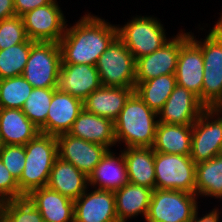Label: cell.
Instances as JSON below:
<instances>
[{"mask_svg": "<svg viewBox=\"0 0 222 222\" xmlns=\"http://www.w3.org/2000/svg\"><path fill=\"white\" fill-rule=\"evenodd\" d=\"M27 39L21 17L14 16L0 20V50L24 43Z\"/></svg>", "mask_w": 222, "mask_h": 222, "instance_id": "obj_34", "label": "cell"}, {"mask_svg": "<svg viewBox=\"0 0 222 222\" xmlns=\"http://www.w3.org/2000/svg\"><path fill=\"white\" fill-rule=\"evenodd\" d=\"M198 209H196L192 219L189 222H220V211L219 208H214L212 211L205 214L203 217H198Z\"/></svg>", "mask_w": 222, "mask_h": 222, "instance_id": "obj_38", "label": "cell"}, {"mask_svg": "<svg viewBox=\"0 0 222 222\" xmlns=\"http://www.w3.org/2000/svg\"><path fill=\"white\" fill-rule=\"evenodd\" d=\"M117 37V26L87 13L75 25L66 27V32L58 43L61 64L96 66L101 54Z\"/></svg>", "mask_w": 222, "mask_h": 222, "instance_id": "obj_1", "label": "cell"}, {"mask_svg": "<svg viewBox=\"0 0 222 222\" xmlns=\"http://www.w3.org/2000/svg\"><path fill=\"white\" fill-rule=\"evenodd\" d=\"M83 109L82 100L56 89L51 100L47 121L39 129L40 133L56 137L68 133Z\"/></svg>", "mask_w": 222, "mask_h": 222, "instance_id": "obj_16", "label": "cell"}, {"mask_svg": "<svg viewBox=\"0 0 222 222\" xmlns=\"http://www.w3.org/2000/svg\"><path fill=\"white\" fill-rule=\"evenodd\" d=\"M152 189L132 183H126L115 191V209L118 222L143 215L146 218L152 195Z\"/></svg>", "mask_w": 222, "mask_h": 222, "instance_id": "obj_25", "label": "cell"}, {"mask_svg": "<svg viewBox=\"0 0 222 222\" xmlns=\"http://www.w3.org/2000/svg\"><path fill=\"white\" fill-rule=\"evenodd\" d=\"M16 16L14 0H0V20Z\"/></svg>", "mask_w": 222, "mask_h": 222, "instance_id": "obj_39", "label": "cell"}, {"mask_svg": "<svg viewBox=\"0 0 222 222\" xmlns=\"http://www.w3.org/2000/svg\"><path fill=\"white\" fill-rule=\"evenodd\" d=\"M135 87L101 86L83 101L84 109L97 116L115 121Z\"/></svg>", "mask_w": 222, "mask_h": 222, "instance_id": "obj_21", "label": "cell"}, {"mask_svg": "<svg viewBox=\"0 0 222 222\" xmlns=\"http://www.w3.org/2000/svg\"><path fill=\"white\" fill-rule=\"evenodd\" d=\"M102 86L96 66L61 64L57 89L84 101Z\"/></svg>", "mask_w": 222, "mask_h": 222, "instance_id": "obj_17", "label": "cell"}, {"mask_svg": "<svg viewBox=\"0 0 222 222\" xmlns=\"http://www.w3.org/2000/svg\"><path fill=\"white\" fill-rule=\"evenodd\" d=\"M25 167L17 181L20 192L27 196L32 190L47 186L50 172L58 157L56 136L39 133L24 145Z\"/></svg>", "mask_w": 222, "mask_h": 222, "instance_id": "obj_4", "label": "cell"}, {"mask_svg": "<svg viewBox=\"0 0 222 222\" xmlns=\"http://www.w3.org/2000/svg\"><path fill=\"white\" fill-rule=\"evenodd\" d=\"M197 196H208L222 199V154L196 164Z\"/></svg>", "mask_w": 222, "mask_h": 222, "instance_id": "obj_29", "label": "cell"}, {"mask_svg": "<svg viewBox=\"0 0 222 222\" xmlns=\"http://www.w3.org/2000/svg\"><path fill=\"white\" fill-rule=\"evenodd\" d=\"M40 130L22 112V109H0V139L3 145H25Z\"/></svg>", "mask_w": 222, "mask_h": 222, "instance_id": "obj_24", "label": "cell"}, {"mask_svg": "<svg viewBox=\"0 0 222 222\" xmlns=\"http://www.w3.org/2000/svg\"><path fill=\"white\" fill-rule=\"evenodd\" d=\"M21 18L26 35L32 41L59 43L69 26L57 0L37 7Z\"/></svg>", "mask_w": 222, "mask_h": 222, "instance_id": "obj_11", "label": "cell"}, {"mask_svg": "<svg viewBox=\"0 0 222 222\" xmlns=\"http://www.w3.org/2000/svg\"><path fill=\"white\" fill-rule=\"evenodd\" d=\"M2 146H3V144H2L1 139H0V151L2 149Z\"/></svg>", "mask_w": 222, "mask_h": 222, "instance_id": "obj_40", "label": "cell"}, {"mask_svg": "<svg viewBox=\"0 0 222 222\" xmlns=\"http://www.w3.org/2000/svg\"><path fill=\"white\" fill-rule=\"evenodd\" d=\"M0 222H44L39 210L25 196L0 203Z\"/></svg>", "mask_w": 222, "mask_h": 222, "instance_id": "obj_33", "label": "cell"}, {"mask_svg": "<svg viewBox=\"0 0 222 222\" xmlns=\"http://www.w3.org/2000/svg\"><path fill=\"white\" fill-rule=\"evenodd\" d=\"M204 60L201 49L189 38L179 50L177 84L195 94L202 103Z\"/></svg>", "mask_w": 222, "mask_h": 222, "instance_id": "obj_18", "label": "cell"}, {"mask_svg": "<svg viewBox=\"0 0 222 222\" xmlns=\"http://www.w3.org/2000/svg\"><path fill=\"white\" fill-rule=\"evenodd\" d=\"M57 88H33L22 107L25 116L39 129L46 123L53 93Z\"/></svg>", "mask_w": 222, "mask_h": 222, "instance_id": "obj_32", "label": "cell"}, {"mask_svg": "<svg viewBox=\"0 0 222 222\" xmlns=\"http://www.w3.org/2000/svg\"><path fill=\"white\" fill-rule=\"evenodd\" d=\"M47 186L76 200L89 188L88 176L72 163L57 157L53 163Z\"/></svg>", "mask_w": 222, "mask_h": 222, "instance_id": "obj_23", "label": "cell"}, {"mask_svg": "<svg viewBox=\"0 0 222 222\" xmlns=\"http://www.w3.org/2000/svg\"><path fill=\"white\" fill-rule=\"evenodd\" d=\"M203 41L197 40L194 33L189 38L201 49L204 60L202 104L206 108H219L222 105V13Z\"/></svg>", "mask_w": 222, "mask_h": 222, "instance_id": "obj_3", "label": "cell"}, {"mask_svg": "<svg viewBox=\"0 0 222 222\" xmlns=\"http://www.w3.org/2000/svg\"><path fill=\"white\" fill-rule=\"evenodd\" d=\"M39 210L44 222H74V200L44 186L26 196Z\"/></svg>", "mask_w": 222, "mask_h": 222, "instance_id": "obj_19", "label": "cell"}, {"mask_svg": "<svg viewBox=\"0 0 222 222\" xmlns=\"http://www.w3.org/2000/svg\"><path fill=\"white\" fill-rule=\"evenodd\" d=\"M156 118L157 113L134 92L114 121L116 144L125 143L126 148L152 147L159 122Z\"/></svg>", "mask_w": 222, "mask_h": 222, "instance_id": "obj_2", "label": "cell"}, {"mask_svg": "<svg viewBox=\"0 0 222 222\" xmlns=\"http://www.w3.org/2000/svg\"><path fill=\"white\" fill-rule=\"evenodd\" d=\"M25 197L19 190L15 178L0 159V203Z\"/></svg>", "mask_w": 222, "mask_h": 222, "instance_id": "obj_36", "label": "cell"}, {"mask_svg": "<svg viewBox=\"0 0 222 222\" xmlns=\"http://www.w3.org/2000/svg\"><path fill=\"white\" fill-rule=\"evenodd\" d=\"M0 159L15 180L18 181L25 167L24 146L3 145L0 151Z\"/></svg>", "mask_w": 222, "mask_h": 222, "instance_id": "obj_35", "label": "cell"}, {"mask_svg": "<svg viewBox=\"0 0 222 222\" xmlns=\"http://www.w3.org/2000/svg\"><path fill=\"white\" fill-rule=\"evenodd\" d=\"M176 85L175 74L161 75L135 84L134 92L158 114Z\"/></svg>", "mask_w": 222, "mask_h": 222, "instance_id": "obj_28", "label": "cell"}, {"mask_svg": "<svg viewBox=\"0 0 222 222\" xmlns=\"http://www.w3.org/2000/svg\"><path fill=\"white\" fill-rule=\"evenodd\" d=\"M155 189L195 194L196 164L190 155L154 152Z\"/></svg>", "mask_w": 222, "mask_h": 222, "instance_id": "obj_6", "label": "cell"}, {"mask_svg": "<svg viewBox=\"0 0 222 222\" xmlns=\"http://www.w3.org/2000/svg\"><path fill=\"white\" fill-rule=\"evenodd\" d=\"M54 0H14L15 14L21 17L27 12L46 4L52 3Z\"/></svg>", "mask_w": 222, "mask_h": 222, "instance_id": "obj_37", "label": "cell"}, {"mask_svg": "<svg viewBox=\"0 0 222 222\" xmlns=\"http://www.w3.org/2000/svg\"><path fill=\"white\" fill-rule=\"evenodd\" d=\"M120 153L116 157V153L108 149L88 176L91 188L115 192L129 182L123 150Z\"/></svg>", "mask_w": 222, "mask_h": 222, "instance_id": "obj_20", "label": "cell"}, {"mask_svg": "<svg viewBox=\"0 0 222 222\" xmlns=\"http://www.w3.org/2000/svg\"><path fill=\"white\" fill-rule=\"evenodd\" d=\"M197 195L180 190L152 191L146 222H189L198 208Z\"/></svg>", "mask_w": 222, "mask_h": 222, "instance_id": "obj_8", "label": "cell"}, {"mask_svg": "<svg viewBox=\"0 0 222 222\" xmlns=\"http://www.w3.org/2000/svg\"><path fill=\"white\" fill-rule=\"evenodd\" d=\"M205 109L195 94L177 84L157 115L161 123L193 125Z\"/></svg>", "mask_w": 222, "mask_h": 222, "instance_id": "obj_14", "label": "cell"}, {"mask_svg": "<svg viewBox=\"0 0 222 222\" xmlns=\"http://www.w3.org/2000/svg\"><path fill=\"white\" fill-rule=\"evenodd\" d=\"M68 134L108 149L116 145L114 122L85 109L80 112Z\"/></svg>", "mask_w": 222, "mask_h": 222, "instance_id": "obj_22", "label": "cell"}, {"mask_svg": "<svg viewBox=\"0 0 222 222\" xmlns=\"http://www.w3.org/2000/svg\"><path fill=\"white\" fill-rule=\"evenodd\" d=\"M34 41L27 39L4 50H0V80L23 74Z\"/></svg>", "mask_w": 222, "mask_h": 222, "instance_id": "obj_31", "label": "cell"}, {"mask_svg": "<svg viewBox=\"0 0 222 222\" xmlns=\"http://www.w3.org/2000/svg\"><path fill=\"white\" fill-rule=\"evenodd\" d=\"M222 109L206 108L192 125L190 157L195 164L208 161L222 151Z\"/></svg>", "mask_w": 222, "mask_h": 222, "instance_id": "obj_9", "label": "cell"}, {"mask_svg": "<svg viewBox=\"0 0 222 222\" xmlns=\"http://www.w3.org/2000/svg\"><path fill=\"white\" fill-rule=\"evenodd\" d=\"M61 63L58 43L34 41L22 76L33 88H57Z\"/></svg>", "mask_w": 222, "mask_h": 222, "instance_id": "obj_7", "label": "cell"}, {"mask_svg": "<svg viewBox=\"0 0 222 222\" xmlns=\"http://www.w3.org/2000/svg\"><path fill=\"white\" fill-rule=\"evenodd\" d=\"M192 125H175L158 122L152 149L166 154L190 155Z\"/></svg>", "mask_w": 222, "mask_h": 222, "instance_id": "obj_27", "label": "cell"}, {"mask_svg": "<svg viewBox=\"0 0 222 222\" xmlns=\"http://www.w3.org/2000/svg\"><path fill=\"white\" fill-rule=\"evenodd\" d=\"M129 183L155 189L154 150L152 147L123 149Z\"/></svg>", "mask_w": 222, "mask_h": 222, "instance_id": "obj_26", "label": "cell"}, {"mask_svg": "<svg viewBox=\"0 0 222 222\" xmlns=\"http://www.w3.org/2000/svg\"><path fill=\"white\" fill-rule=\"evenodd\" d=\"M33 90L22 76L0 80V109H22Z\"/></svg>", "mask_w": 222, "mask_h": 222, "instance_id": "obj_30", "label": "cell"}, {"mask_svg": "<svg viewBox=\"0 0 222 222\" xmlns=\"http://www.w3.org/2000/svg\"><path fill=\"white\" fill-rule=\"evenodd\" d=\"M88 191L74 200V222H118L114 192Z\"/></svg>", "mask_w": 222, "mask_h": 222, "instance_id": "obj_15", "label": "cell"}, {"mask_svg": "<svg viewBox=\"0 0 222 222\" xmlns=\"http://www.w3.org/2000/svg\"><path fill=\"white\" fill-rule=\"evenodd\" d=\"M136 60L117 37L96 64L102 86L135 87Z\"/></svg>", "mask_w": 222, "mask_h": 222, "instance_id": "obj_10", "label": "cell"}, {"mask_svg": "<svg viewBox=\"0 0 222 222\" xmlns=\"http://www.w3.org/2000/svg\"><path fill=\"white\" fill-rule=\"evenodd\" d=\"M58 157L72 163L87 176L94 170L108 151L106 146L91 143L68 133L56 137Z\"/></svg>", "mask_w": 222, "mask_h": 222, "instance_id": "obj_13", "label": "cell"}, {"mask_svg": "<svg viewBox=\"0 0 222 222\" xmlns=\"http://www.w3.org/2000/svg\"><path fill=\"white\" fill-rule=\"evenodd\" d=\"M124 24L117 25L118 38L132 53L134 59L153 53L158 50L168 39L164 26L154 16H136Z\"/></svg>", "mask_w": 222, "mask_h": 222, "instance_id": "obj_5", "label": "cell"}, {"mask_svg": "<svg viewBox=\"0 0 222 222\" xmlns=\"http://www.w3.org/2000/svg\"><path fill=\"white\" fill-rule=\"evenodd\" d=\"M158 50L136 59L135 83L168 74H175L180 47L189 39V32H179Z\"/></svg>", "mask_w": 222, "mask_h": 222, "instance_id": "obj_12", "label": "cell"}]
</instances>
